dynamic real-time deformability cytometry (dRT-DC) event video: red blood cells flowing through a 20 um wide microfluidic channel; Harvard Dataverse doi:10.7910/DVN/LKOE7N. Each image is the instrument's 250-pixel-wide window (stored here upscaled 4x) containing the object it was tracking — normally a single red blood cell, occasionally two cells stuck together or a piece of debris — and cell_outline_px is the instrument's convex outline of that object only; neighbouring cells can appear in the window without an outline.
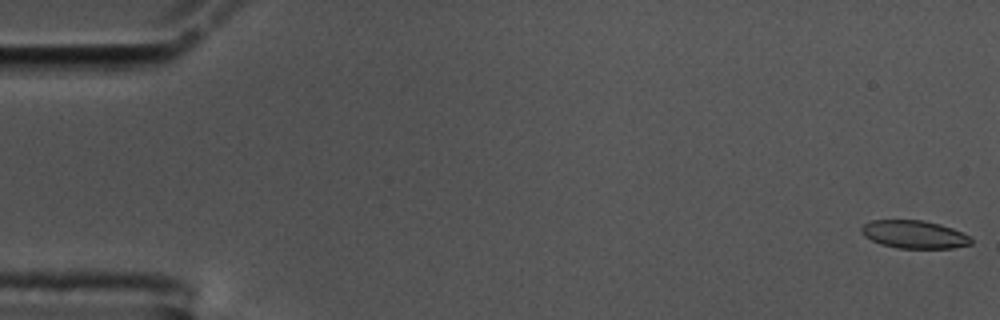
{"species": "common noctule bat (a hibernating species)", "species_latin": "Nyctalus noctula", "temperature_condition": "cold", "stored_images_in_passage": 57, "camera_frame_rate_fps": 3000, "um_per_image_px": 0.085, "animal": {"sex": "male", "body_mass_g": 17.5, "forearm_length_mm": 52.3}, "frame": {"image": 1, "passage_image": 1, "time_ms": 0.0, "image_size_px": [1000, 320], "cell_outline_px": [[972, 244], [952, 248], [896, 248], [880, 244], [864, 236], [860, 232], [860, 228], [864, 224], [872, 220], [924, 220], [940, 224], [952, 228], [968, 236], [972, 240]], "centroid_in_image_um": [77.67, 19.92], "position_along_channel_um": 7.3, "area_um2": 17.86}}
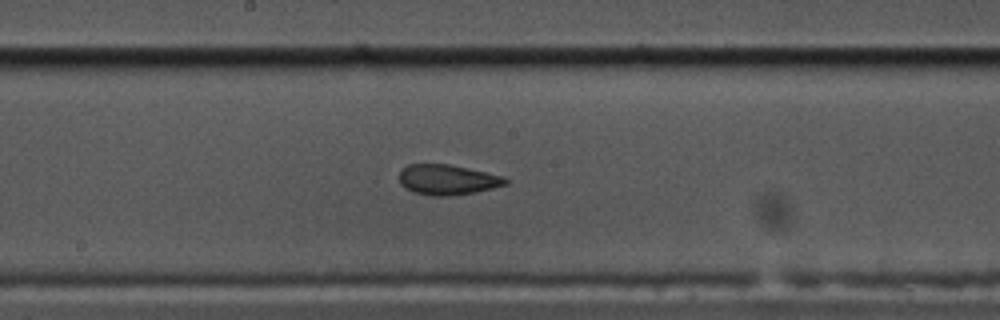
{"frame": {"image": 2, "passage_image": 30, "time_ms": 9.667, "image_size_px": [1000, 320], "cell_outline_px": [[508, 184], [492, 188], [472, 192], [448, 196], [432, 196], [412, 192], [404, 188], [400, 184], [400, 172], [408, 164], [448, 164], [504, 176], [508, 180]], "centroid_in_image_um": [38.01, 15.28], "position_along_channel_um": 210.2, "area_um2": 18.61}}
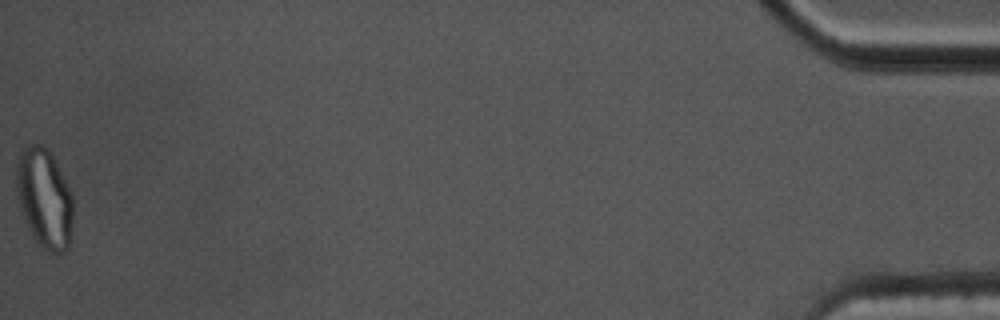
{"frame": {"image": 3, "passage_image": 57, "time_ms": 18.667, "image_size_px": [1000, 320], "cell_outline_px": [[72, 220], [68, 248], [64, 252], [52, 252], [44, 248], [32, 236], [28, 228], [20, 204], [16, 188], [16, 168], [20, 152], [28, 144], [44, 144], [48, 148], [72, 192]], "centroid_in_image_um": [3.77, 16.81], "position_along_channel_um": 431.4, "area_um2": 32.6}, "authors_computed_cell_mechanics": {"area_um2": 19.1318, "velocity_mm_per_s": 3.5633, "shape_relaxation_time_tau1_ms": 7.2006, "shape_relaxation_time_tau2_ms": 1.4046, "deformation_change_tau1": 0.1938, "deformation_change_tau2": 0.0767}}